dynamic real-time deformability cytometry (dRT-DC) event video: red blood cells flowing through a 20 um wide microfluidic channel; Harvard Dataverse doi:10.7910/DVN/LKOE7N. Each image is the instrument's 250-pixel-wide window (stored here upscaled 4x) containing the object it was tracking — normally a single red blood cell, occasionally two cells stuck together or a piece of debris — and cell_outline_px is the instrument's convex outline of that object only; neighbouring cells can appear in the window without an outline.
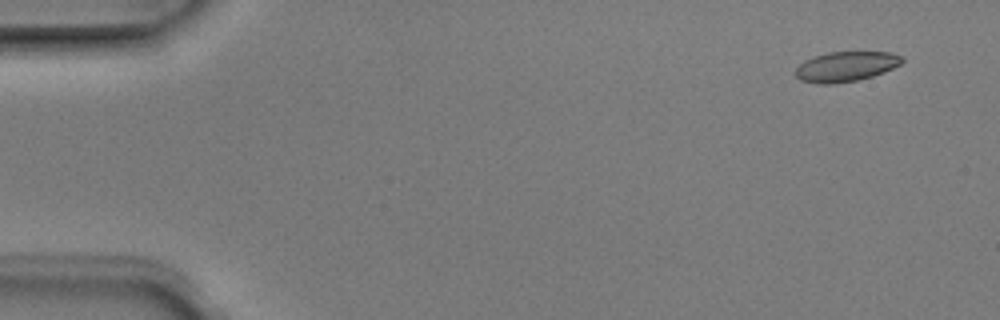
{"species": "Egyptian fruit bat (a non-hibernating species)", "species_latin": "Rousettus aegyptiacus", "temperature_condition": "room temperature", "stored_images_in_passage": 7, "camera_frame_rate_fps": 3000, "um_per_image_px": 0.085, "animal": {"sex": "male"}, "frame": {"image": 1, "passage_image": 2, "time_ms": 0.333, "image_size_px": [1000, 320], "cell_outline_px": [[904, 60], [900, 64], [884, 72], [872, 76], [856, 80], [832, 84], [816, 84], [800, 80], [796, 76], [796, 68], [804, 60], [828, 52], [892, 52], [904, 56]], "centroid_in_image_um": [71.91, 5.65], "position_along_channel_um": 13.1, "area_um2": 18.61}}
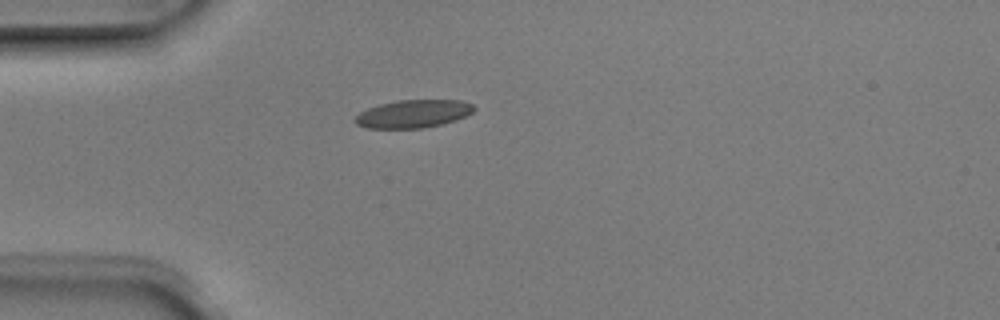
{"frame": {"image": 2, "passage_image": 5, "time_ms": 1.333, "image_size_px": [1000, 320], "cell_outline_px": [[476, 108], [472, 112], [456, 120], [424, 128], [368, 128], [356, 124], [352, 120], [360, 112], [368, 108], [380, 104], [396, 100], [460, 100], [472, 104]], "centroid_in_image_um": [35.1, 9.67], "position_along_channel_um": 49.9, "area_um2": 19.31}}
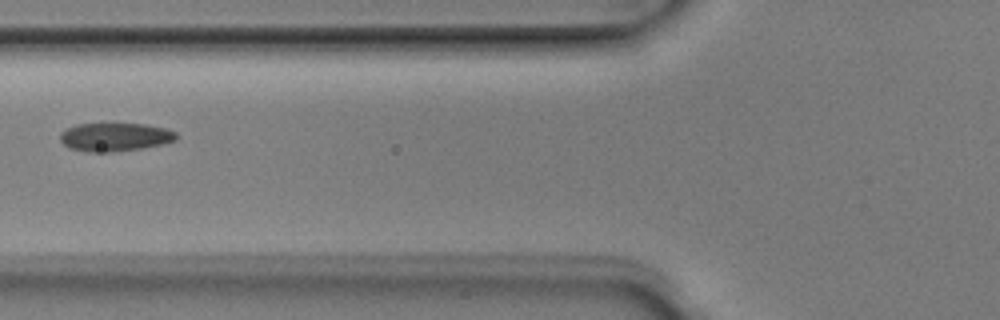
{"frame": {"image": 3, "passage_image": 7, "time_ms": 2.0, "image_size_px": [1000, 320], "cell_outline_px": [[176, 140], [144, 148], [112, 152], [88, 152], [68, 148], [60, 140], [60, 132], [64, 128], [76, 124], [144, 124], [164, 128], [176, 132]], "centroid_in_image_um": [9.71, 11.65], "position_along_channel_um": 116.1, "area_um2": 19.25}}